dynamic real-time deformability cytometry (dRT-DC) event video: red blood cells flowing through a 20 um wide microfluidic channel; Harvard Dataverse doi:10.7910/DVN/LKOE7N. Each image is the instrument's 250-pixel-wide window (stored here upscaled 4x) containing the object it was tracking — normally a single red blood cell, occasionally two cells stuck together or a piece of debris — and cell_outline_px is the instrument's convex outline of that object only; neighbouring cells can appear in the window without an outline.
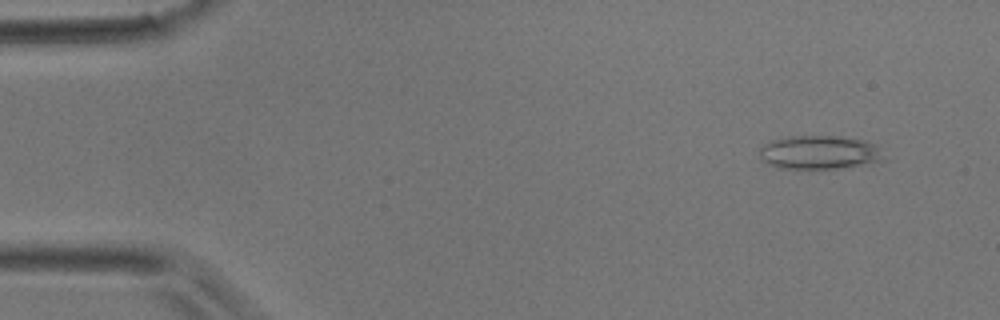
{"species": "common noctule bat (a hibernating species)", "species_latin": "Nyctalus noctula", "temperature_condition": "room temperature", "stored_images_in_passage": 4, "camera_frame_rate_fps": 3000, "um_per_image_px": 0.085, "animal": {"sex": "male", "body_mass_g": 17.9}, "frame": {"image": 1, "passage_image": 1, "time_ms": 0.0, "image_size_px": [1000, 320], "cell_outline_px": [[876, 160], [860, 164], [836, 168], [776, 168], [760, 160], [760, 148], [764, 144], [772, 140], [792, 136], [840, 136], [860, 140], [872, 144], [876, 148]], "centroid_in_image_um": [69.42, 12.94], "position_along_channel_um": 15.6, "area_um2": 23.29}}